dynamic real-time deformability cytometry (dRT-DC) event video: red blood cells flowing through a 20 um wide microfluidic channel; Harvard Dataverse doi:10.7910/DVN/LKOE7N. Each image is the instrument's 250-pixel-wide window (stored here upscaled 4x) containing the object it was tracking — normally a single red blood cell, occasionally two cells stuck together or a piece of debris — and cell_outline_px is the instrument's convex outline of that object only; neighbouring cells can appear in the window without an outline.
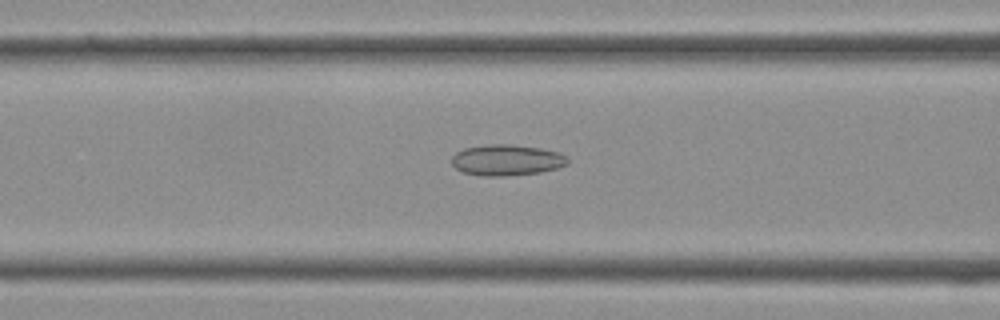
{"species": "Egyptian fruit bat (a non-hibernating species)", "species_latin": "Rousettus aegyptiacus", "temperature_condition": "cold", "stored_images_in_passage": 34, "camera_frame_rate_fps": 3000, "um_per_image_px": 0.085, "frame": {"image": 1, "passage_image": 11, "time_ms": 3.333, "image_size_px": [1000, 320], "cell_outline_px": [[568, 164], [556, 168], [540, 172], [504, 176], [484, 176], [464, 172], [456, 168], [452, 164], [452, 156], [456, 152], [464, 148], [488, 144], [512, 144], [540, 148], [560, 152], [568, 156]], "centroid_in_image_um": [43.09, 13.59], "position_along_channel_um": 123.5, "area_um2": 20.98}}
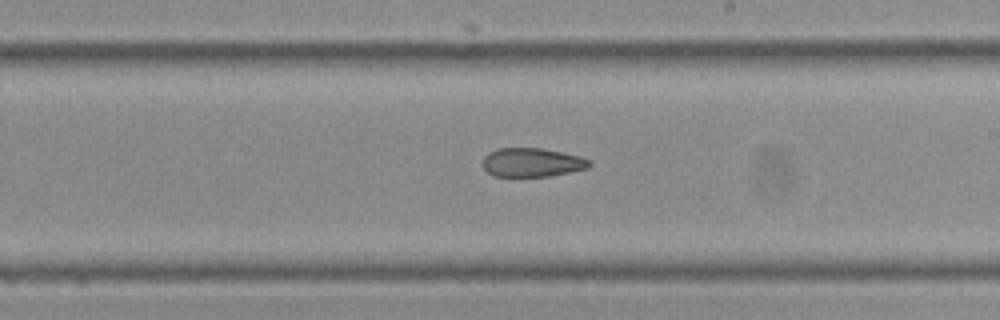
{"frame": {"image": 2, "passage_image": 18, "time_ms": 5.667, "image_size_px": [1000, 320], "cell_outline_px": [[592, 164], [588, 168], [548, 176], [492, 176], [480, 164], [484, 156], [488, 152], [496, 148], [540, 148], [564, 152], [580, 156], [592, 160]], "centroid_in_image_um": [45.2, 13.79], "position_along_channel_um": 243.8, "area_um2": 18.15}}
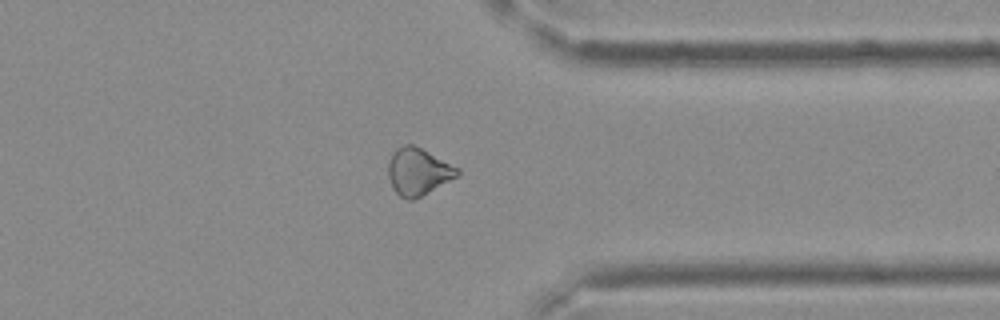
{"frame": {"image": 3, "passage_image": 26, "time_ms": 8.333, "image_size_px": [1000, 320], "cell_outline_px": [[460, 172], [456, 176], [420, 196], [412, 200], [408, 200], [400, 196], [392, 188], [388, 176], [388, 164], [392, 152], [396, 148], [404, 144], [412, 144], [460, 168]], "centroid_in_image_um": [35.5, 14.57], "position_along_channel_um": 375.9, "area_um2": 18.67}}